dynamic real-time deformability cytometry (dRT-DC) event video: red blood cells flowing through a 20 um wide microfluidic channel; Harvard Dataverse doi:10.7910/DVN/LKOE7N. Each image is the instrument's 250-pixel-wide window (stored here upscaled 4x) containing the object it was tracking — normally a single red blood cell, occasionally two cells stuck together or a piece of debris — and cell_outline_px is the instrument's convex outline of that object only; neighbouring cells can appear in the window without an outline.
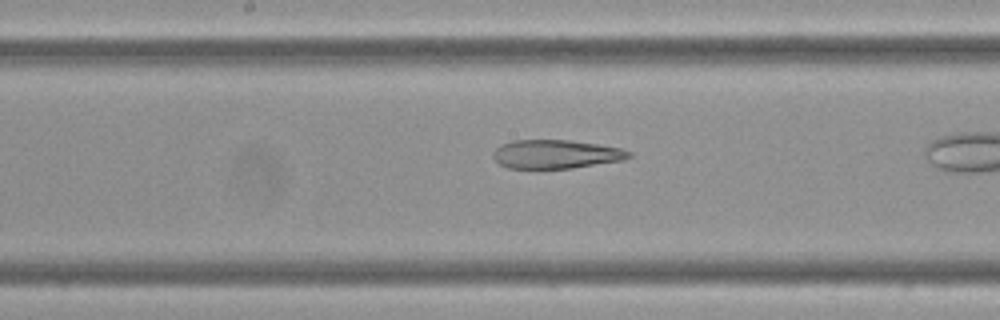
{"species": "Egyptian fruit bat (a non-hibernating species)", "species_latin": "Rousettus aegyptiacus", "temperature_condition": "cold", "stored_images_in_passage": 23, "camera_frame_rate_fps": 3000, "um_per_image_px": 0.085, "frame": {"image": 1, "passage_image": 17, "time_ms": 5.333, "image_size_px": [1000, 320], "cell_outline_px": [[632, 156], [624, 160], [572, 168], [508, 168], [500, 164], [492, 156], [492, 152], [500, 144], [512, 140], [568, 140], [596, 144], [620, 148], [632, 152]], "centroid_in_image_um": [47.24, 13.1], "position_along_channel_um": 201.0, "area_um2": 22.72}}
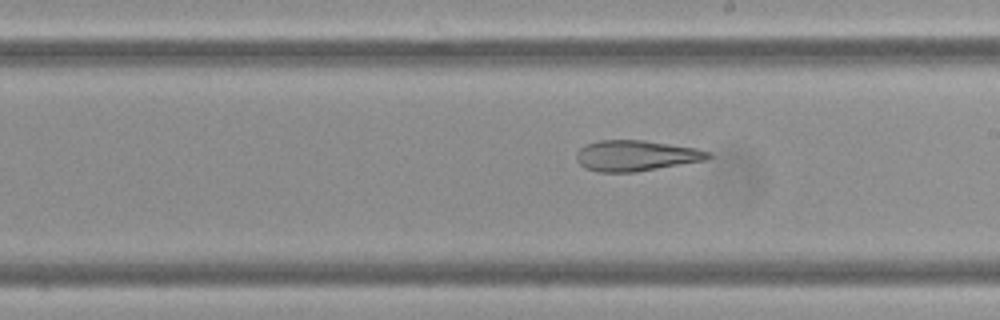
{"frame": {"image": 2, "passage_image": 20, "time_ms": 6.333, "image_size_px": [1000, 320], "cell_outline_px": [[712, 156], [704, 160], [636, 172], [596, 172], [584, 168], [576, 160], [576, 152], [580, 148], [588, 144], [600, 140], [644, 140], [696, 148], [712, 152]], "centroid_in_image_um": [54.04, 13.23], "position_along_channel_um": 235.0, "area_um2": 23.58}}